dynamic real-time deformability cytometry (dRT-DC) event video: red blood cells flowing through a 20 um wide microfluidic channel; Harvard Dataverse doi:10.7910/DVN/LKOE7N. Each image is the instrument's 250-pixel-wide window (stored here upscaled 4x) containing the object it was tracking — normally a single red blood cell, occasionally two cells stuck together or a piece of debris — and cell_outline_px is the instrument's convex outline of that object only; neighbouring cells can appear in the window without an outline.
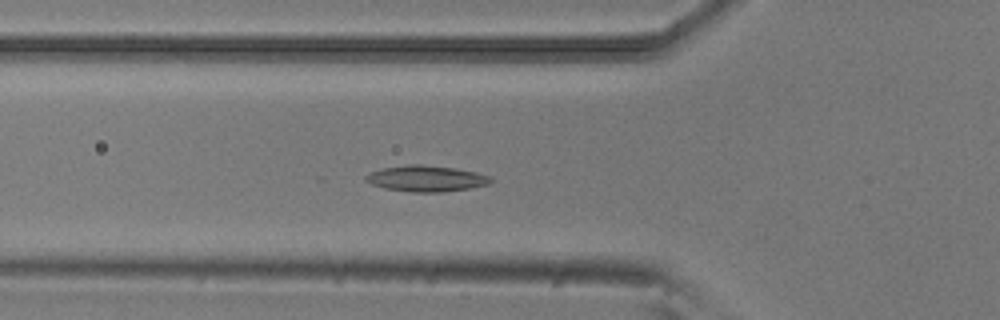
{"species": "common noctule bat (a hibernating species)", "species_latin": "Nyctalus noctula", "temperature_condition": "room temperature", "stored_images_in_passage": 52, "camera_frame_rate_fps": 3000, "um_per_image_px": 0.085, "animal": {"sex": "male", "body_mass_g": 20.5, "forearm_length_mm": 52.5}, "frame": {"image": 1, "passage_image": 18, "time_ms": 5.667, "image_size_px": [1000, 320], "cell_outline_px": [[492, 180], [488, 184], [468, 188], [444, 192], [412, 192], [384, 188], [372, 184], [364, 180], [364, 176], [380, 168], [408, 164], [420, 164], [456, 168], [476, 172], [488, 176]], "centroid_in_image_um": [36.18, 15.17], "position_along_channel_um": 89.6, "area_um2": 18.9}}
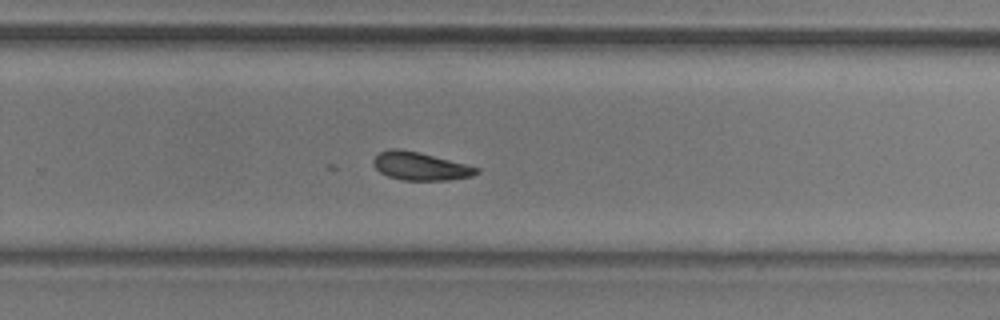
{"frame": {"image": 2, "passage_image": 34, "time_ms": 11.0, "image_size_px": [1000, 320], "cell_outline_px": [[480, 172], [472, 176], [448, 180], [400, 180], [388, 176], [380, 172], [372, 164], [372, 160], [380, 152], [388, 148], [400, 148], [420, 152], [480, 168]], "centroid_in_image_um": [35.7, 14.12], "position_along_channel_um": 294.1, "area_um2": 16.99}}
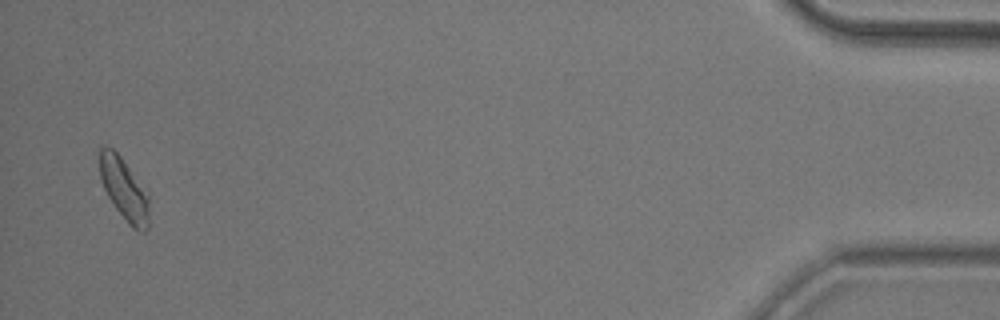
{"frame": {"image": 3, "passage_image": 51, "time_ms": 16.667, "image_size_px": [1000, 320], "cell_outline_px": [[148, 228], [144, 232], [140, 232], [132, 228], [128, 224], [116, 208], [108, 196], [104, 188], [100, 176], [100, 148], [104, 144], [112, 148], [120, 156], [148, 192]], "centroid_in_image_um": [10.56, 16.09], "position_along_channel_um": 424.6, "area_um2": 17.74}}